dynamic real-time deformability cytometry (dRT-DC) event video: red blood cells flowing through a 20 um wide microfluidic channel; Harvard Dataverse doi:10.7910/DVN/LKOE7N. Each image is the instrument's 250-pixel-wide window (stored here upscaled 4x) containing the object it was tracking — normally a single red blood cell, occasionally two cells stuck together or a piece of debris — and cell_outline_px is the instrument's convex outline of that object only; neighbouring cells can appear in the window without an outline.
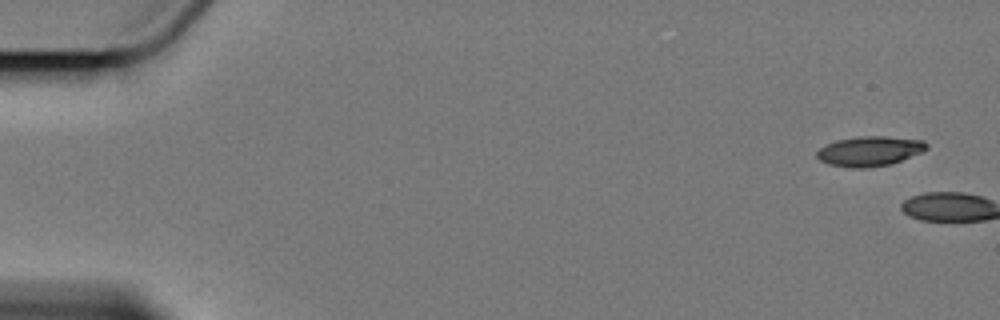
{"species": "Egyptian fruit bat (a non-hibernating species)", "species_latin": "Rousettus aegyptiacus", "temperature_condition": "cold", "stored_images_in_passage": 6, "camera_frame_rate_fps": 3000, "um_per_image_px": 0.085, "animal": {"sex": "female"}, "frame": {"image": 1, "passage_image": 1, "time_ms": 0.0, "image_size_px": [1000, 320], "cell_outline_px": [[928, 148], [920, 152], [892, 164], [868, 168], [852, 168], [828, 164], [820, 160], [816, 156], [816, 152], [820, 148], [836, 140], [864, 136], [884, 136], [924, 140], [928, 144]], "centroid_in_image_um": [73.92, 12.85], "position_along_channel_um": 11.1, "area_um2": 19.02}}